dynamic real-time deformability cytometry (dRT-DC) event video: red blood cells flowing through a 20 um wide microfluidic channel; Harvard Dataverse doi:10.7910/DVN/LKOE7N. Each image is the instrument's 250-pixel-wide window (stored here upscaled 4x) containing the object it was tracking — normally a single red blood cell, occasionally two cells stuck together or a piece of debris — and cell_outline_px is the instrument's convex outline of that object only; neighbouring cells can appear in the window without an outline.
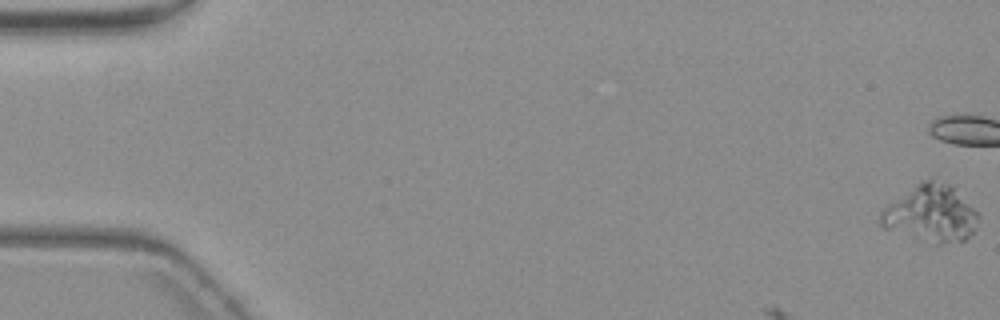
{"species": "common noctule bat (a hibernating species)", "species_latin": "Nyctalus noctula", "temperature_condition": "warm", "stored_images_in_passage": 18, "camera_frame_rate_fps": 3000, "um_per_image_px": 0.085, "animal": {"sex": "female", "body_mass_g": 19.3, "forearm_length_mm": 54.1}, "frame": {"image": 1, "passage_image": 1, "time_ms": 0.0, "image_size_px": [1000, 320], "cell_outline_px": [[980, 216], [976, 228], [964, 240], [940, 244], [936, 244], [884, 228], [880, 224], [880, 212], [888, 204], [924, 180], [932, 176], [936, 176], [948, 184]], "centroid_in_image_um": [79.12, 18.15], "position_along_channel_um": 5.9, "area_um2": 31.73}}